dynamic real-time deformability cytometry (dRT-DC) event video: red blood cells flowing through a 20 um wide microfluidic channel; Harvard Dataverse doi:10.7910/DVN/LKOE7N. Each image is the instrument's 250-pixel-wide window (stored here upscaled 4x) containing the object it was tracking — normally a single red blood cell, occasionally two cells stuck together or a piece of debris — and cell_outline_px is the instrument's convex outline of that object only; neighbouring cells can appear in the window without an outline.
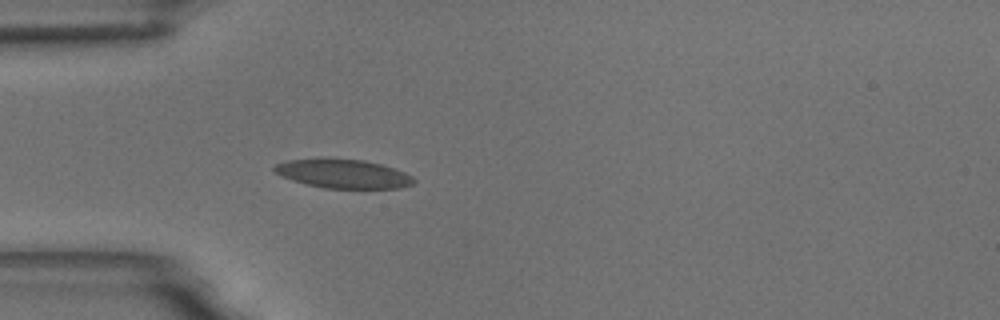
{"species": "common noctule bat (a hibernating species)", "species_latin": "Nyctalus noctula", "temperature_condition": "room temperature", "stored_images_in_passage": 42, "camera_frame_rate_fps": 3000, "um_per_image_px": 0.085, "animal": {"sex": "male", "body_mass_g": 18.8}, "frame": {"image": 1, "passage_image": 1, "time_ms": 0.0, "image_size_px": [1000, 320], "cell_outline_px": [[416, 180], [412, 184], [400, 188], [324, 188], [292, 180], [280, 176], [272, 168], [276, 164], [288, 160], [320, 156], [324, 156], [364, 160], [380, 164], [404, 172], [412, 176]], "centroid_in_image_um": [29.11, 14.73], "position_along_channel_um": 55.9, "area_um2": 23.93}}
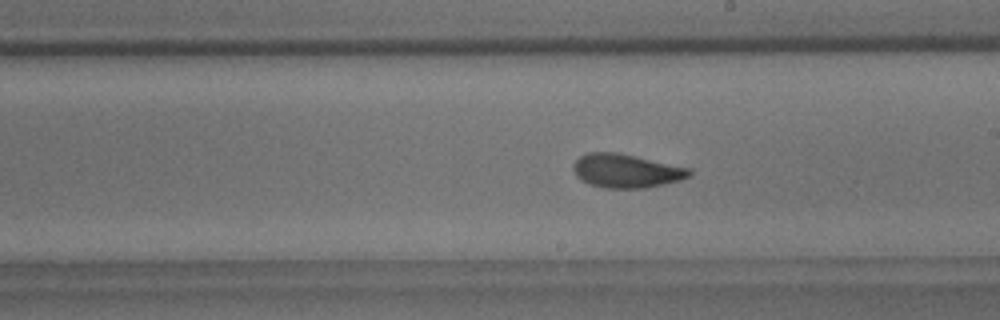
{"frame": {"image": 2, "passage_image": 17, "time_ms": 5.333, "image_size_px": [1000, 320], "cell_outline_px": [[692, 176], [680, 180], [644, 188], [604, 188], [588, 184], [580, 180], [576, 176], [572, 168], [572, 164], [580, 156], [588, 152], [616, 152], [692, 168]], "centroid_in_image_um": [53.21, 14.52], "position_along_channel_um": 235.8, "area_um2": 23.0}}
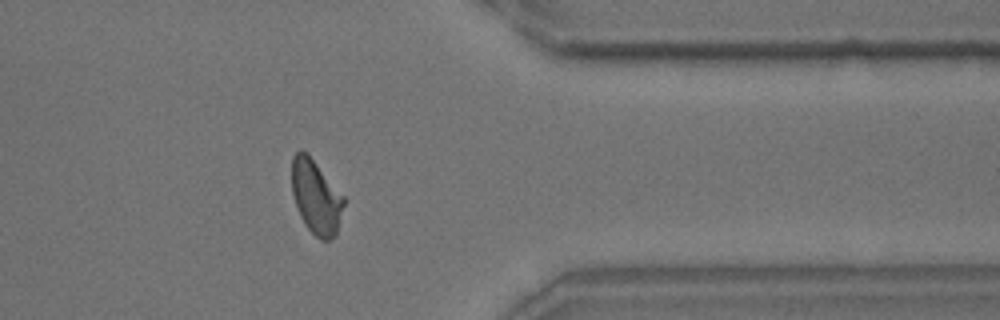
{"frame": {"image": 3, "passage_image": 31, "time_ms": 10.0, "image_size_px": [1000, 320], "cell_outline_px": [[344, 204], [336, 236], [328, 240], [320, 240], [304, 224], [296, 208], [292, 192], [292, 156], [300, 148], [308, 152], [344, 196]], "centroid_in_image_um": [26.85, 16.71], "position_along_channel_um": 384.6, "area_um2": 22.72}, "authors_computed_cell_mechanics": {"area_um2": 22.4264, "velocity_mm_per_s": 3.4713, "shape_relaxation_time_tau1_ms": 9.8171, "shape_relaxation_time_tau2_ms": 1.9009, "deformation_change_tau1": 0.2105, "deformation_change_tau2": 0.0717}}